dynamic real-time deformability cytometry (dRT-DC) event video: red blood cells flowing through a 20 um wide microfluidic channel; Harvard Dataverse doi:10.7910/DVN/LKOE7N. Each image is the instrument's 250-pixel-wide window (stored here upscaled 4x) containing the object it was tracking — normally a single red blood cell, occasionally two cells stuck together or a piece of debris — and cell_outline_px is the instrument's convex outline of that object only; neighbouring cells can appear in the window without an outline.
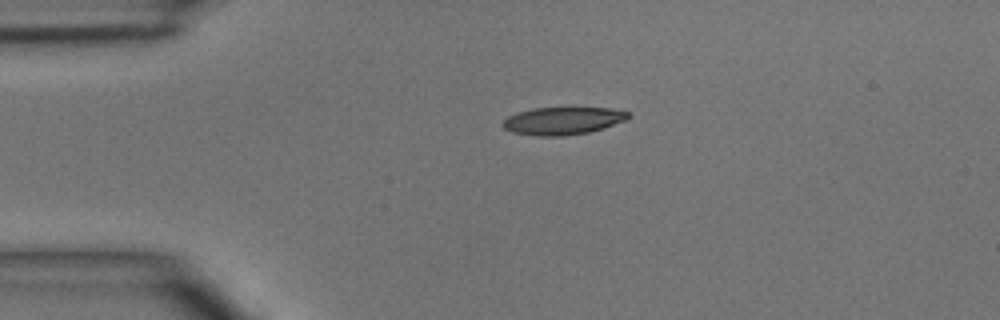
{"species": "common noctule bat (a hibernating species)", "species_latin": "Nyctalus noctula", "temperature_condition": "room temperature", "stored_images_in_passage": 3, "segment_of_instrument_passage": [1, 2], "camera_frame_rate_fps": 3000, "um_per_image_px": 0.085, "animal": {"sex": "male", "body_mass_g": 15.6}, "frame": {"image": 1, "passage_image": 1, "time_ms": 0.0, "image_size_px": [1000, 320], "cell_outline_px": [[632, 116], [624, 120], [604, 128], [588, 132], [564, 136], [536, 136], [512, 132], [504, 128], [500, 124], [508, 116], [516, 112], [532, 108], [612, 108], [628, 112]], "centroid_in_image_um": [47.8, 10.27], "position_along_channel_um": 37.2, "area_um2": 20.23}}